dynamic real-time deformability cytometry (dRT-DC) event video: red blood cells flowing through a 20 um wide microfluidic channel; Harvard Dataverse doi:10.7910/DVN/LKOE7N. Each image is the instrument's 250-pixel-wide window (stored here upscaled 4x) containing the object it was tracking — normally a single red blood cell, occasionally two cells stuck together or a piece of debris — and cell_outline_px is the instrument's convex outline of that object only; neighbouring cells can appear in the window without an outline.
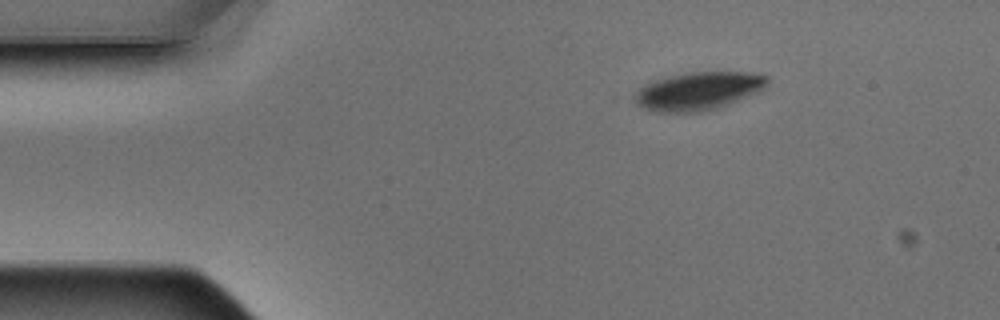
{"species": "Egyptian fruit bat (a non-hibernating species)", "species_latin": "Rousettus aegyptiacus", "temperature_condition": "warm", "stored_images_in_passage": 3, "camera_frame_rate_fps": 3000, "um_per_image_px": 0.085, "animal": {"sex": "male"}, "frame": {"image": 1, "passage_image": 1, "time_ms": 0.0, "image_size_px": [1000, 320], "cell_outline_px": [[768, 84], [756, 92], [720, 108], [700, 112], [656, 112], [644, 108], [636, 104], [636, 92], [644, 84], [668, 76], [688, 72], [760, 72], [768, 76]], "centroid_in_image_um": [59.39, 7.73], "position_along_channel_um": 25.6, "area_um2": 29.42}}